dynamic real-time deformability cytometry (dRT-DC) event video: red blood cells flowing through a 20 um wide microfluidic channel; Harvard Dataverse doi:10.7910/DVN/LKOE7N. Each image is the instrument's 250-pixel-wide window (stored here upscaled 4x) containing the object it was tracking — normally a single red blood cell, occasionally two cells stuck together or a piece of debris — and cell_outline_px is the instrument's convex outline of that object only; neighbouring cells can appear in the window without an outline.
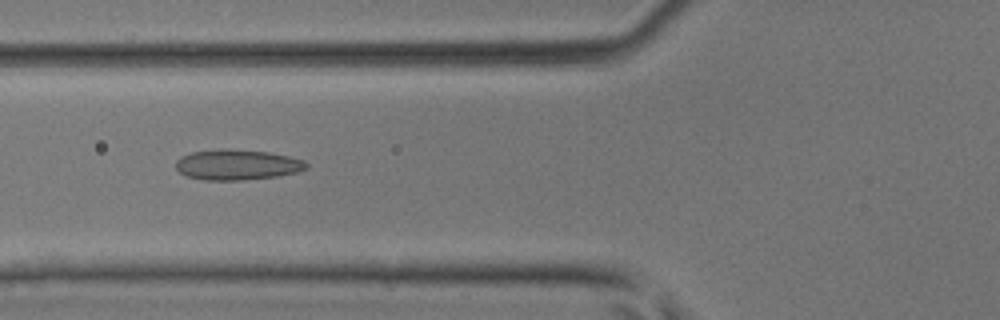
{"species": "common noctule bat (a hibernating species)", "species_latin": "Nyctalus noctula", "temperature_condition": "room temperature", "stored_images_in_passage": 38, "camera_frame_rate_fps": 3000, "um_per_image_px": 0.085, "animal": {"sex": "male", "body_mass_g": 17.9, "forearm_length_mm": 54.2}, "frame": {"image": 1, "passage_image": 13, "time_ms": 4.0, "image_size_px": [1000, 320], "cell_outline_px": [[308, 168], [300, 172], [276, 176], [244, 180], [204, 180], [184, 176], [176, 168], [176, 160], [180, 156], [192, 152], [268, 152], [288, 156], [304, 160], [308, 164]], "centroid_in_image_um": [20.19, 14.06], "position_along_channel_um": 105.6, "area_um2": 22.25}}
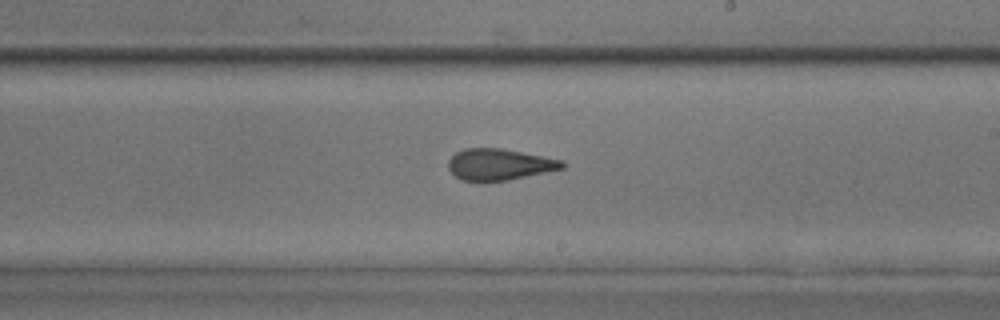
{"frame": {"image": 2, "passage_image": 22, "time_ms": 7.0, "image_size_px": [1000, 320], "cell_outline_px": [[564, 168], [508, 180], [484, 184], [460, 180], [448, 168], [448, 160], [456, 152], [464, 148], [500, 148], [544, 156], [564, 160]], "centroid_in_image_um": [42.4, 14.01], "position_along_channel_um": 246.6, "area_um2": 21.27}}
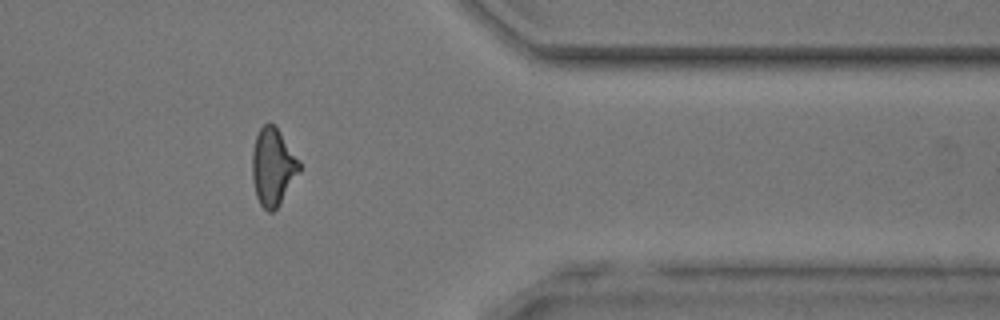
{"frame": {"image": 3, "passage_image": 32, "time_ms": 10.333, "image_size_px": [1000, 320], "cell_outline_px": [[300, 168], [280, 204], [272, 212], [268, 212], [260, 204], [256, 196], [252, 180], [252, 152], [256, 136], [260, 128], [264, 124], [272, 124], [280, 132], [300, 160]], "centroid_in_image_um": [23.17, 14.19], "position_along_channel_um": 388.2, "area_um2": 20.98}}